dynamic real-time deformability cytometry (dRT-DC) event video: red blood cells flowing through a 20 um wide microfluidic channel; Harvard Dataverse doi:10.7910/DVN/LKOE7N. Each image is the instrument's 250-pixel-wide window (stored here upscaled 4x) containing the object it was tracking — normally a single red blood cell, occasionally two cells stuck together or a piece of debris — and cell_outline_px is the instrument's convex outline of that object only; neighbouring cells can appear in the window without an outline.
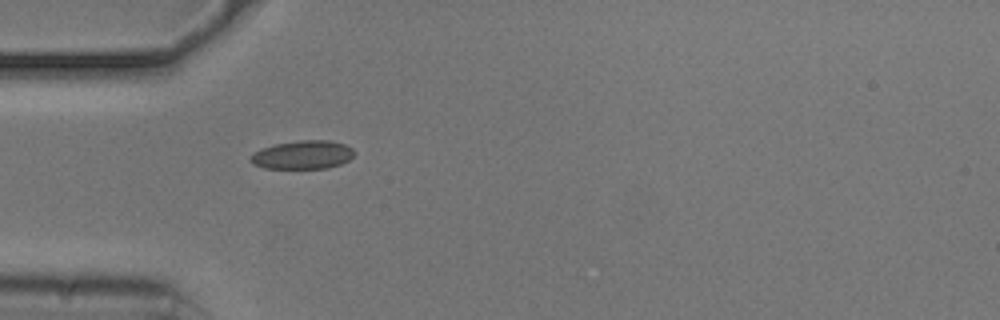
{"species": "common noctule bat (a hibernating species)", "species_latin": "Nyctalus noctula", "temperature_condition": "cold", "stored_images_in_passage": 39, "camera_frame_rate_fps": 3000, "um_per_image_px": 0.085, "animal": {"sex": "male", "body_mass_g": 20.5, "forearm_length_mm": 52.5}, "frame": {"image": 1, "passage_image": 1, "time_ms": 0.0, "image_size_px": [1000, 320], "cell_outline_px": [[356, 152], [348, 160], [340, 164], [328, 168], [264, 168], [252, 164], [248, 160], [252, 152], [260, 148], [276, 144], [300, 140], [328, 140], [344, 144], [352, 148]], "centroid_in_image_um": [25.69, 13.16], "position_along_channel_um": 59.3, "area_um2": 17.34}}
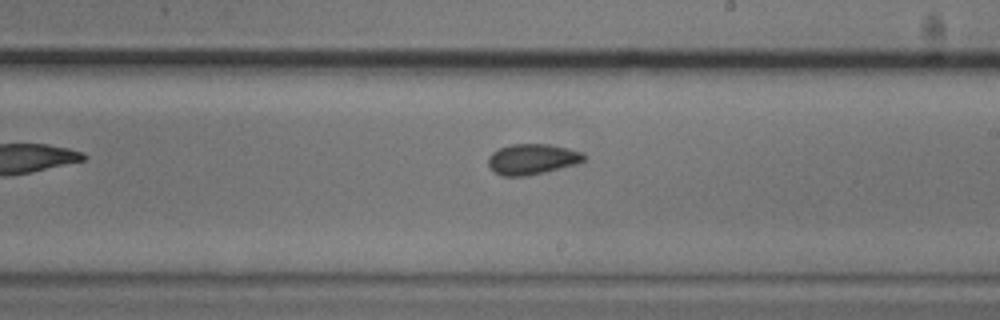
{"frame": {"image": 2, "passage_image": 16, "time_ms": 5.0, "image_size_px": [1000, 320], "cell_outline_px": [[584, 160], [576, 164], [528, 176], [504, 176], [496, 172], [488, 164], [488, 156], [492, 152], [508, 144], [548, 144], [568, 148], [584, 152]], "centroid_in_image_um": [45.23, 13.52], "position_along_channel_um": 243.8, "area_um2": 16.99}}
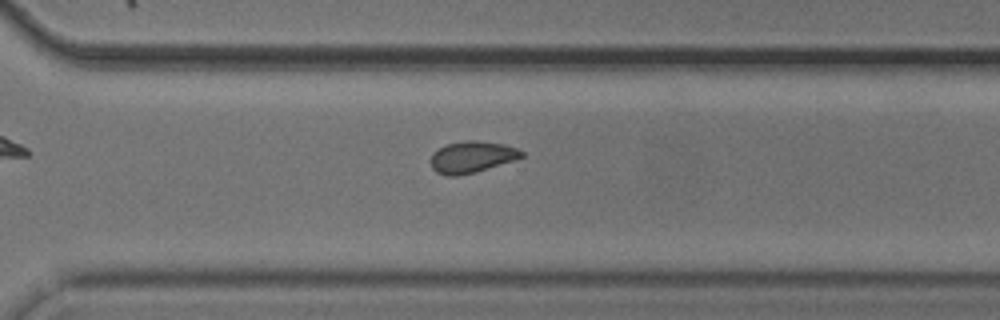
{"frame": {"image": 3, "passage_image": 23, "time_ms": 7.333, "image_size_px": [1000, 320], "cell_outline_px": [[524, 156], [516, 160], [476, 172], [456, 176], [448, 176], [436, 172], [432, 168], [432, 152], [448, 144], [464, 140], [476, 140], [504, 144], [516, 148], [524, 152]], "centroid_in_image_um": [40.14, 13.34], "position_along_channel_um": 330.5, "area_um2": 16.7}, "authors_computed_cell_mechanics": {"area_um2": 16.762, "velocity_mm_per_s": 3.7395, "shape_relaxation_time_tau1_ms": null, "shape_relaxation_time_tau2_ms": 1.3911, "deformation_change_tau1": null, "deformation_change_tau2": 0.0571}}